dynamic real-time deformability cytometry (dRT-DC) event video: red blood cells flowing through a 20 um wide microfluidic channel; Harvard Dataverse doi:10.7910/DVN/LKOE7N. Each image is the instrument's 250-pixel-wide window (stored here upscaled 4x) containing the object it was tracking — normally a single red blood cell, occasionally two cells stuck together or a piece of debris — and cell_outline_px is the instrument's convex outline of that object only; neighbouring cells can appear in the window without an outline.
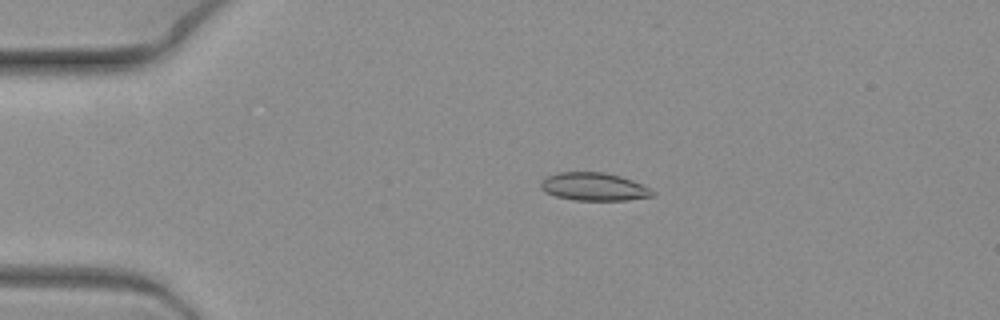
{"species": "common noctule bat (a hibernating species)", "species_latin": "Nyctalus noctula", "temperature_condition": "warm", "stored_images_in_passage": 10, "camera_frame_rate_fps": 3000, "um_per_image_px": 0.085, "animal": {"sex": "female", "body_mass_g": 19.3, "forearm_length_mm": 54.1}, "frame": {"image": 1, "passage_image": 5, "time_ms": 1.333, "image_size_px": [1000, 320], "cell_outline_px": [[656, 192], [652, 196], [628, 200], [572, 200], [556, 196], [544, 192], [540, 188], [540, 184], [548, 176], [560, 172], [604, 172], [620, 176], [632, 180]], "centroid_in_image_um": [50.47, 15.87], "position_along_channel_um": 34.5, "area_um2": 18.09}}
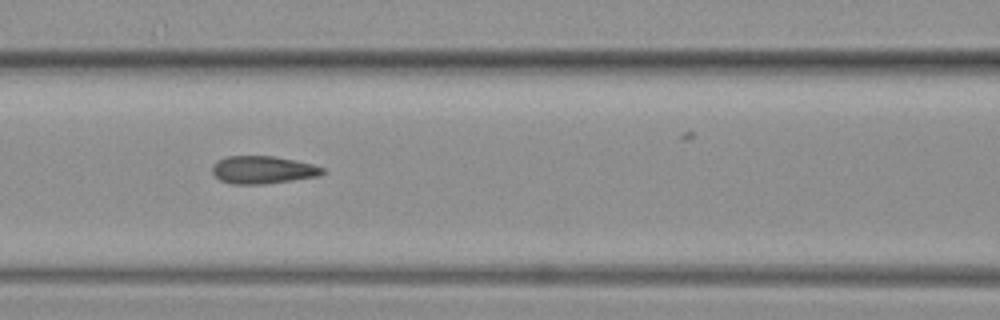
{"frame": {"image": 2, "passage_image": 9, "time_ms": 2.667, "image_size_px": [1000, 320], "cell_outline_px": [[324, 172], [320, 176], [264, 184], [232, 184], [220, 180], [212, 172], [212, 164], [216, 160], [224, 156], [272, 156], [296, 160], [312, 164], [324, 168]], "centroid_in_image_um": [22.31, 14.43], "position_along_channel_um": 144.3, "area_um2": 17.92}}
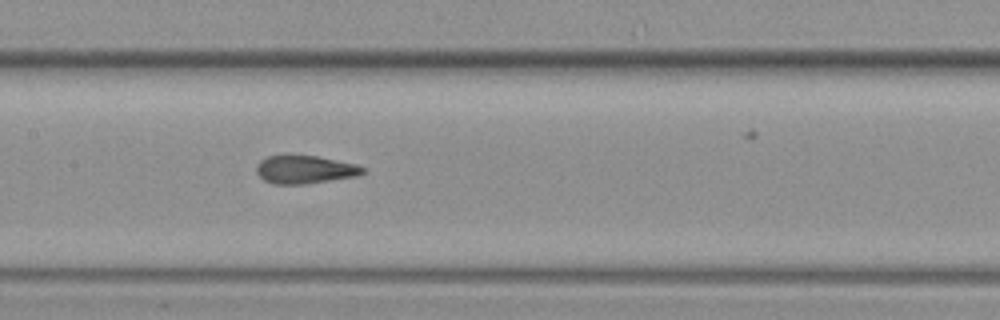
{"frame": {"image": 3, "passage_image": 10, "time_ms": 3.0, "image_size_px": [1000, 320], "cell_outline_px": [[364, 172], [356, 176], [304, 184], [272, 184], [264, 180], [256, 172], [256, 168], [260, 160], [268, 156], [316, 156], [356, 164], [364, 168]], "centroid_in_image_um": [25.89, 14.42], "position_along_channel_um": 181.5, "area_um2": 17.11}}